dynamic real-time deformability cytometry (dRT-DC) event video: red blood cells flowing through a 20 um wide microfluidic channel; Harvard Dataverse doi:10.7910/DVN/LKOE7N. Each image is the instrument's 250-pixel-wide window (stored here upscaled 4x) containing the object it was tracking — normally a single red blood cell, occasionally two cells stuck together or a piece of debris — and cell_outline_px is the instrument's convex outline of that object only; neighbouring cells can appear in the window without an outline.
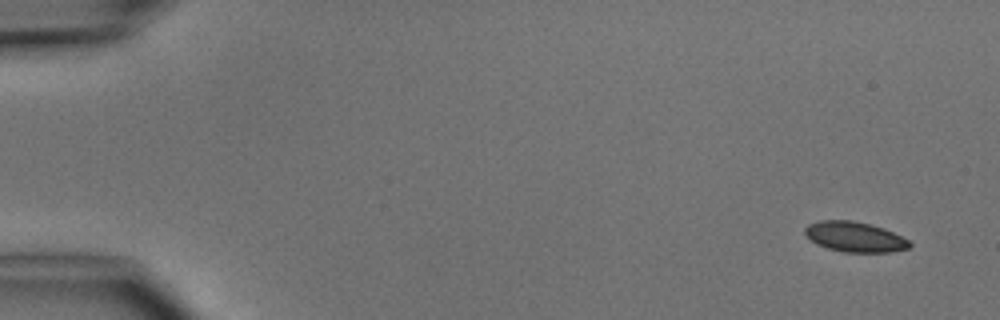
{"species": "common noctule bat (a hibernating species)", "species_latin": "Nyctalus noctula", "temperature_condition": "cold", "stored_images_in_passage": 5, "camera_frame_rate_fps": 3000, "um_per_image_px": 0.085, "animal": {"sex": "male", "body_mass_g": 15.6}, "frame": {"image": 1, "passage_image": 1, "time_ms": 0.0, "image_size_px": [1000, 320], "cell_outline_px": [[912, 244], [908, 248], [892, 252], [844, 252], [828, 248], [816, 244], [804, 232], [804, 228], [808, 224], [820, 220], [852, 220], [884, 228], [908, 240]], "centroid_in_image_um": [72.64, 20.13], "position_along_channel_um": 12.4, "area_um2": 18.26}}
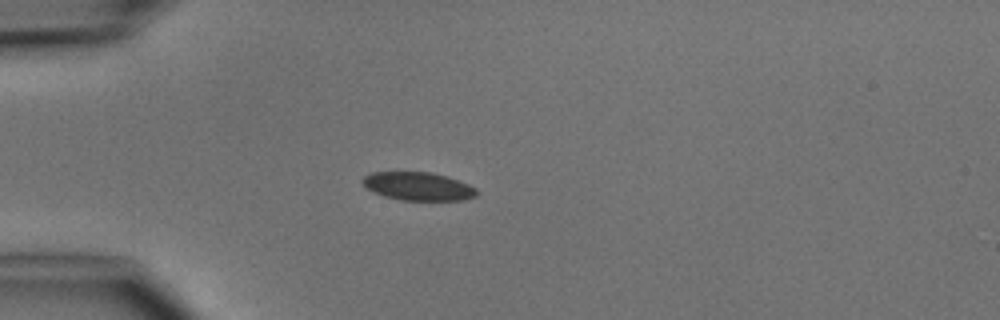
{"frame": {"image": 2, "passage_image": 4, "time_ms": 3.667, "image_size_px": [1000, 320], "cell_outline_px": [[476, 196], [464, 200], [400, 200], [384, 196], [372, 192], [360, 180], [364, 176], [372, 172], [432, 172], [448, 176], [468, 184], [476, 188]], "centroid_in_image_um": [35.53, 15.83], "position_along_channel_um": 49.5, "area_um2": 18.84}}